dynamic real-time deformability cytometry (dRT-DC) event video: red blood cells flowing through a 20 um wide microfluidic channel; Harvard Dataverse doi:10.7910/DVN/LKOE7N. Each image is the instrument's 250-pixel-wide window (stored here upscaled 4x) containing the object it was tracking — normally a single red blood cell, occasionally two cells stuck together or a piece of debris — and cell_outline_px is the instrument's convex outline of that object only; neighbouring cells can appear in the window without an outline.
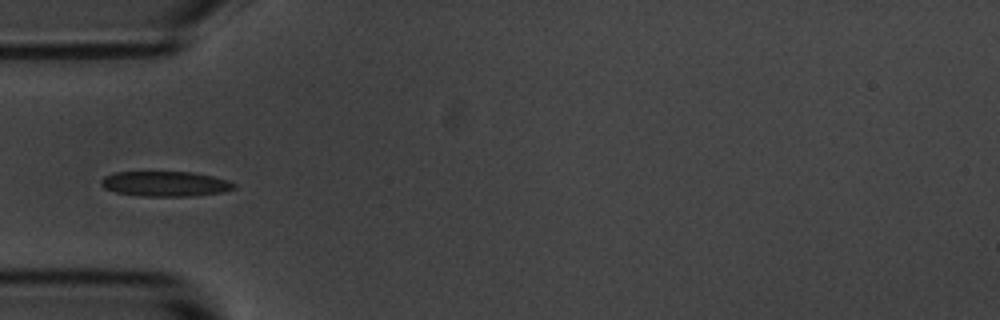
{"species": "common noctule bat (a hibernating species)", "species_latin": "Nyctalus noctula", "temperature_condition": "room temperature", "stored_images_in_passage": 7, "camera_frame_rate_fps": 3000, "um_per_image_px": 0.085, "animal": {"sex": "male", "body_mass_g": 20.1, "forearm_length_mm": 53.5}, "frame": {"image": 1, "passage_image": 5, "time_ms": 4.667, "image_size_px": [1000, 320], "cell_outline_px": [[236, 188], [224, 192], [192, 196], [140, 196], [116, 192], [104, 188], [100, 184], [100, 180], [104, 176], [116, 172], [192, 172], [212, 176], [228, 180], [236, 184]], "centroid_in_image_um": [14.06, 15.63], "position_along_channel_um": 70.9, "area_um2": 19.54}}
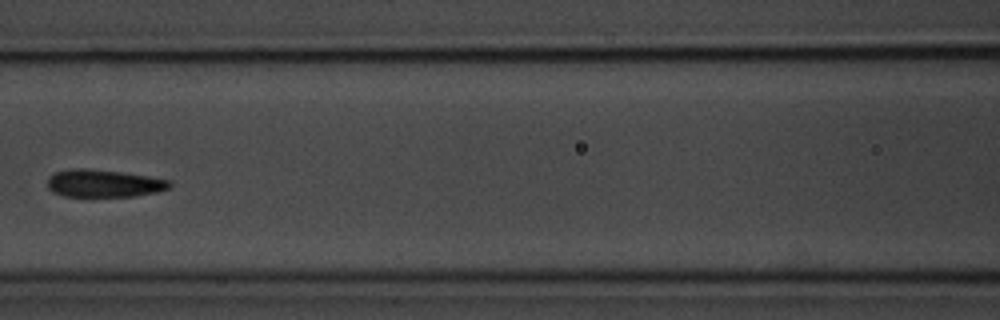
{"frame": {"image": 2, "passage_image": 7, "time_ms": 7.0, "image_size_px": [1000, 320], "cell_outline_px": [[172, 184], [168, 188], [156, 192], [132, 196], [64, 196], [52, 192], [48, 188], [48, 176], [56, 172], [72, 168], [84, 168], [120, 172], [148, 176], [172, 180]], "centroid_in_image_um": [8.81, 15.58], "position_along_channel_um": 157.8, "area_um2": 19.54}}